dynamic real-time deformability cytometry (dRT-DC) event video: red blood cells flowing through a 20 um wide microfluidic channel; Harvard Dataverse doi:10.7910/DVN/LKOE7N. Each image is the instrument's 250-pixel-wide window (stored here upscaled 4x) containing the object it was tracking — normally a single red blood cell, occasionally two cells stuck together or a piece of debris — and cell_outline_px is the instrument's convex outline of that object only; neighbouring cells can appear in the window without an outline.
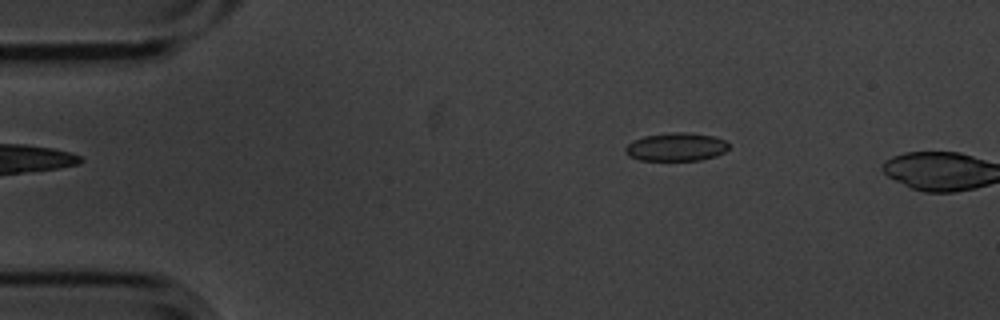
{"species": "common noctule bat (a hibernating species)", "species_latin": "Nyctalus noctula", "temperature_condition": "cold", "stored_images_in_passage": 2, "camera_frame_rate_fps": 3000, "um_per_image_px": 0.085, "animal": {"sex": "male", "body_mass_g": 20.1, "forearm_length_mm": 53.5}, "frame": {"image": 1, "passage_image": 1, "time_ms": 0.0, "image_size_px": [1000, 320], "cell_outline_px": [[728, 148], [724, 152], [716, 156], [700, 160], [640, 160], [628, 156], [624, 152], [624, 148], [632, 140], [644, 136], [672, 132], [688, 132], [712, 136], [728, 140]], "centroid_in_image_um": [57.46, 12.48], "position_along_channel_um": 27.5, "area_um2": 17.17}}